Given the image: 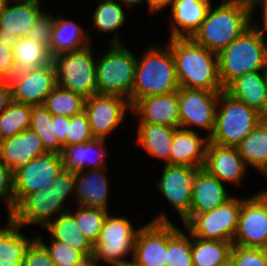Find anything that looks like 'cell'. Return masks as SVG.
I'll return each instance as SVG.
<instances>
[{
	"mask_svg": "<svg viewBox=\"0 0 267 266\" xmlns=\"http://www.w3.org/2000/svg\"><path fill=\"white\" fill-rule=\"evenodd\" d=\"M0 198L5 202L10 218L16 209L12 170L0 160Z\"/></svg>",
	"mask_w": 267,
	"mask_h": 266,
	"instance_id": "ee69618b",
	"label": "cell"
},
{
	"mask_svg": "<svg viewBox=\"0 0 267 266\" xmlns=\"http://www.w3.org/2000/svg\"><path fill=\"white\" fill-rule=\"evenodd\" d=\"M74 185L75 172L62 169L48 188H50V190L56 195H65V197H68L71 192L74 193Z\"/></svg>",
	"mask_w": 267,
	"mask_h": 266,
	"instance_id": "c3c4849f",
	"label": "cell"
},
{
	"mask_svg": "<svg viewBox=\"0 0 267 266\" xmlns=\"http://www.w3.org/2000/svg\"><path fill=\"white\" fill-rule=\"evenodd\" d=\"M210 2V0H174L171 5L170 38H191L204 21L212 5Z\"/></svg>",
	"mask_w": 267,
	"mask_h": 266,
	"instance_id": "d4e9b609",
	"label": "cell"
},
{
	"mask_svg": "<svg viewBox=\"0 0 267 266\" xmlns=\"http://www.w3.org/2000/svg\"><path fill=\"white\" fill-rule=\"evenodd\" d=\"M222 105L220 109L218 107ZM264 119L256 110L240 102L224 90L220 92L215 126L209 142L237 147Z\"/></svg>",
	"mask_w": 267,
	"mask_h": 266,
	"instance_id": "8992f818",
	"label": "cell"
},
{
	"mask_svg": "<svg viewBox=\"0 0 267 266\" xmlns=\"http://www.w3.org/2000/svg\"><path fill=\"white\" fill-rule=\"evenodd\" d=\"M47 152L40 137L31 129L0 141V160L13 173Z\"/></svg>",
	"mask_w": 267,
	"mask_h": 266,
	"instance_id": "ffe728a7",
	"label": "cell"
},
{
	"mask_svg": "<svg viewBox=\"0 0 267 266\" xmlns=\"http://www.w3.org/2000/svg\"><path fill=\"white\" fill-rule=\"evenodd\" d=\"M253 25L247 28L218 56V75L223 88L248 72L267 70V40Z\"/></svg>",
	"mask_w": 267,
	"mask_h": 266,
	"instance_id": "277c9868",
	"label": "cell"
},
{
	"mask_svg": "<svg viewBox=\"0 0 267 266\" xmlns=\"http://www.w3.org/2000/svg\"><path fill=\"white\" fill-rule=\"evenodd\" d=\"M12 53L15 62V71L23 72L35 68L50 65L53 58L49 49L32 39L25 37L18 38L12 42Z\"/></svg>",
	"mask_w": 267,
	"mask_h": 266,
	"instance_id": "d6a6232c",
	"label": "cell"
},
{
	"mask_svg": "<svg viewBox=\"0 0 267 266\" xmlns=\"http://www.w3.org/2000/svg\"><path fill=\"white\" fill-rule=\"evenodd\" d=\"M267 175V173L265 174V176ZM265 195H267V190L262 191Z\"/></svg>",
	"mask_w": 267,
	"mask_h": 266,
	"instance_id": "680465c9",
	"label": "cell"
},
{
	"mask_svg": "<svg viewBox=\"0 0 267 266\" xmlns=\"http://www.w3.org/2000/svg\"><path fill=\"white\" fill-rule=\"evenodd\" d=\"M246 166L251 165L264 175L267 173V119L264 118L237 146Z\"/></svg>",
	"mask_w": 267,
	"mask_h": 266,
	"instance_id": "1f68e13d",
	"label": "cell"
},
{
	"mask_svg": "<svg viewBox=\"0 0 267 266\" xmlns=\"http://www.w3.org/2000/svg\"><path fill=\"white\" fill-rule=\"evenodd\" d=\"M15 5H8L0 11V38L14 42L25 37L30 28L44 13L39 0H11Z\"/></svg>",
	"mask_w": 267,
	"mask_h": 266,
	"instance_id": "ac0fdd59",
	"label": "cell"
},
{
	"mask_svg": "<svg viewBox=\"0 0 267 266\" xmlns=\"http://www.w3.org/2000/svg\"><path fill=\"white\" fill-rule=\"evenodd\" d=\"M209 136L201 137L191 128H177L171 143V165H185L195 168L204 167Z\"/></svg>",
	"mask_w": 267,
	"mask_h": 266,
	"instance_id": "cb8c5ba5",
	"label": "cell"
},
{
	"mask_svg": "<svg viewBox=\"0 0 267 266\" xmlns=\"http://www.w3.org/2000/svg\"><path fill=\"white\" fill-rule=\"evenodd\" d=\"M91 52V45L74 51L58 54L53 57L56 69L57 85L89 98L98 94L96 80V65Z\"/></svg>",
	"mask_w": 267,
	"mask_h": 266,
	"instance_id": "52a82bcc",
	"label": "cell"
},
{
	"mask_svg": "<svg viewBox=\"0 0 267 266\" xmlns=\"http://www.w3.org/2000/svg\"><path fill=\"white\" fill-rule=\"evenodd\" d=\"M12 89L9 81L0 80V114L12 102Z\"/></svg>",
	"mask_w": 267,
	"mask_h": 266,
	"instance_id": "f907efd6",
	"label": "cell"
},
{
	"mask_svg": "<svg viewBox=\"0 0 267 266\" xmlns=\"http://www.w3.org/2000/svg\"><path fill=\"white\" fill-rule=\"evenodd\" d=\"M52 120H55V134L59 143L66 146V134L69 125V117L61 115H52Z\"/></svg>",
	"mask_w": 267,
	"mask_h": 266,
	"instance_id": "681fc988",
	"label": "cell"
},
{
	"mask_svg": "<svg viewBox=\"0 0 267 266\" xmlns=\"http://www.w3.org/2000/svg\"><path fill=\"white\" fill-rule=\"evenodd\" d=\"M31 107L15 101L9 104L0 114V141L30 129Z\"/></svg>",
	"mask_w": 267,
	"mask_h": 266,
	"instance_id": "d590c367",
	"label": "cell"
},
{
	"mask_svg": "<svg viewBox=\"0 0 267 266\" xmlns=\"http://www.w3.org/2000/svg\"><path fill=\"white\" fill-rule=\"evenodd\" d=\"M203 168L221 182L237 185L245 175L246 164L240 157L237 147L209 142Z\"/></svg>",
	"mask_w": 267,
	"mask_h": 266,
	"instance_id": "44dd1931",
	"label": "cell"
},
{
	"mask_svg": "<svg viewBox=\"0 0 267 266\" xmlns=\"http://www.w3.org/2000/svg\"><path fill=\"white\" fill-rule=\"evenodd\" d=\"M11 45L10 40L0 38V80L9 81L16 72Z\"/></svg>",
	"mask_w": 267,
	"mask_h": 266,
	"instance_id": "bcb514c9",
	"label": "cell"
},
{
	"mask_svg": "<svg viewBox=\"0 0 267 266\" xmlns=\"http://www.w3.org/2000/svg\"><path fill=\"white\" fill-rule=\"evenodd\" d=\"M168 221L162 214L139 227L130 266H166Z\"/></svg>",
	"mask_w": 267,
	"mask_h": 266,
	"instance_id": "4fadbf2b",
	"label": "cell"
},
{
	"mask_svg": "<svg viewBox=\"0 0 267 266\" xmlns=\"http://www.w3.org/2000/svg\"><path fill=\"white\" fill-rule=\"evenodd\" d=\"M230 256L236 266H267V249L233 245Z\"/></svg>",
	"mask_w": 267,
	"mask_h": 266,
	"instance_id": "7bdbcfd3",
	"label": "cell"
},
{
	"mask_svg": "<svg viewBox=\"0 0 267 266\" xmlns=\"http://www.w3.org/2000/svg\"><path fill=\"white\" fill-rule=\"evenodd\" d=\"M105 168L75 172L74 196L79 206L107 210L108 181Z\"/></svg>",
	"mask_w": 267,
	"mask_h": 266,
	"instance_id": "484cf974",
	"label": "cell"
},
{
	"mask_svg": "<svg viewBox=\"0 0 267 266\" xmlns=\"http://www.w3.org/2000/svg\"><path fill=\"white\" fill-rule=\"evenodd\" d=\"M138 230L139 228H133L128 219L107 214L98 239L93 244V256L98 261H105L109 266H130L132 261L124 260L123 257L132 251L133 259Z\"/></svg>",
	"mask_w": 267,
	"mask_h": 266,
	"instance_id": "ba28073f",
	"label": "cell"
},
{
	"mask_svg": "<svg viewBox=\"0 0 267 266\" xmlns=\"http://www.w3.org/2000/svg\"><path fill=\"white\" fill-rule=\"evenodd\" d=\"M30 129L40 137L48 152H62L63 146L55 134V120H52V115L43 105L31 107Z\"/></svg>",
	"mask_w": 267,
	"mask_h": 266,
	"instance_id": "8d00e7d4",
	"label": "cell"
},
{
	"mask_svg": "<svg viewBox=\"0 0 267 266\" xmlns=\"http://www.w3.org/2000/svg\"><path fill=\"white\" fill-rule=\"evenodd\" d=\"M94 138L87 114L84 111L78 115L69 117L66 146L89 142Z\"/></svg>",
	"mask_w": 267,
	"mask_h": 266,
	"instance_id": "b9f144b4",
	"label": "cell"
},
{
	"mask_svg": "<svg viewBox=\"0 0 267 266\" xmlns=\"http://www.w3.org/2000/svg\"><path fill=\"white\" fill-rule=\"evenodd\" d=\"M180 87L212 92L224 90L218 75V56L192 38H170Z\"/></svg>",
	"mask_w": 267,
	"mask_h": 266,
	"instance_id": "6da1fadb",
	"label": "cell"
},
{
	"mask_svg": "<svg viewBox=\"0 0 267 266\" xmlns=\"http://www.w3.org/2000/svg\"><path fill=\"white\" fill-rule=\"evenodd\" d=\"M63 169L61 155L47 152L13 173L16 206L29 194L46 189Z\"/></svg>",
	"mask_w": 267,
	"mask_h": 266,
	"instance_id": "8fae6325",
	"label": "cell"
},
{
	"mask_svg": "<svg viewBox=\"0 0 267 266\" xmlns=\"http://www.w3.org/2000/svg\"><path fill=\"white\" fill-rule=\"evenodd\" d=\"M219 266H236V264H235L233 258L230 256L223 263H221Z\"/></svg>",
	"mask_w": 267,
	"mask_h": 266,
	"instance_id": "9f6ffc18",
	"label": "cell"
},
{
	"mask_svg": "<svg viewBox=\"0 0 267 266\" xmlns=\"http://www.w3.org/2000/svg\"><path fill=\"white\" fill-rule=\"evenodd\" d=\"M233 245L267 249V195L242 199Z\"/></svg>",
	"mask_w": 267,
	"mask_h": 266,
	"instance_id": "30bf717a",
	"label": "cell"
},
{
	"mask_svg": "<svg viewBox=\"0 0 267 266\" xmlns=\"http://www.w3.org/2000/svg\"><path fill=\"white\" fill-rule=\"evenodd\" d=\"M54 25V16L50 13H43L35 24L30 28L26 37L32 39L36 43L42 44L49 49L52 28Z\"/></svg>",
	"mask_w": 267,
	"mask_h": 266,
	"instance_id": "f6af8a7d",
	"label": "cell"
},
{
	"mask_svg": "<svg viewBox=\"0 0 267 266\" xmlns=\"http://www.w3.org/2000/svg\"><path fill=\"white\" fill-rule=\"evenodd\" d=\"M233 196L229 195L217 177L206 169L197 168L192 187V201L189 214H200L223 205Z\"/></svg>",
	"mask_w": 267,
	"mask_h": 266,
	"instance_id": "603a6c76",
	"label": "cell"
},
{
	"mask_svg": "<svg viewBox=\"0 0 267 266\" xmlns=\"http://www.w3.org/2000/svg\"><path fill=\"white\" fill-rule=\"evenodd\" d=\"M91 45V37L85 34L82 26L63 17L55 18L52 28L50 54L52 58L58 54L74 52Z\"/></svg>",
	"mask_w": 267,
	"mask_h": 266,
	"instance_id": "83f0119b",
	"label": "cell"
},
{
	"mask_svg": "<svg viewBox=\"0 0 267 266\" xmlns=\"http://www.w3.org/2000/svg\"><path fill=\"white\" fill-rule=\"evenodd\" d=\"M36 238L46 249L55 266H74L86 257L82 252L75 250L71 246L60 241L52 239L48 246L40 236H37Z\"/></svg>",
	"mask_w": 267,
	"mask_h": 266,
	"instance_id": "60d3db41",
	"label": "cell"
},
{
	"mask_svg": "<svg viewBox=\"0 0 267 266\" xmlns=\"http://www.w3.org/2000/svg\"><path fill=\"white\" fill-rule=\"evenodd\" d=\"M224 91L267 119V70L238 76L224 88Z\"/></svg>",
	"mask_w": 267,
	"mask_h": 266,
	"instance_id": "7402d4cb",
	"label": "cell"
},
{
	"mask_svg": "<svg viewBox=\"0 0 267 266\" xmlns=\"http://www.w3.org/2000/svg\"><path fill=\"white\" fill-rule=\"evenodd\" d=\"M197 168L185 165L164 164L158 189L184 222L189 217L192 201L193 178Z\"/></svg>",
	"mask_w": 267,
	"mask_h": 266,
	"instance_id": "e0dca14e",
	"label": "cell"
},
{
	"mask_svg": "<svg viewBox=\"0 0 267 266\" xmlns=\"http://www.w3.org/2000/svg\"><path fill=\"white\" fill-rule=\"evenodd\" d=\"M45 228L52 235L51 239L71 246L86 257L93 255V244L81 233L70 210L52 219Z\"/></svg>",
	"mask_w": 267,
	"mask_h": 266,
	"instance_id": "4dcf8cb0",
	"label": "cell"
},
{
	"mask_svg": "<svg viewBox=\"0 0 267 266\" xmlns=\"http://www.w3.org/2000/svg\"><path fill=\"white\" fill-rule=\"evenodd\" d=\"M65 195H56L50 188L27 195L17 206L10 219L17 225H40L44 228L56 214L68 212L63 206ZM52 215H54L52 217Z\"/></svg>",
	"mask_w": 267,
	"mask_h": 266,
	"instance_id": "2e32d148",
	"label": "cell"
},
{
	"mask_svg": "<svg viewBox=\"0 0 267 266\" xmlns=\"http://www.w3.org/2000/svg\"><path fill=\"white\" fill-rule=\"evenodd\" d=\"M179 87L170 46L167 44V49H162L153 45L137 58L130 105L132 107L141 98L178 91Z\"/></svg>",
	"mask_w": 267,
	"mask_h": 266,
	"instance_id": "3957f363",
	"label": "cell"
},
{
	"mask_svg": "<svg viewBox=\"0 0 267 266\" xmlns=\"http://www.w3.org/2000/svg\"><path fill=\"white\" fill-rule=\"evenodd\" d=\"M242 199L232 197L223 205L212 210L189 214L183 222L190 237L204 240H220L233 242L235 236Z\"/></svg>",
	"mask_w": 267,
	"mask_h": 266,
	"instance_id": "9c48e42d",
	"label": "cell"
},
{
	"mask_svg": "<svg viewBox=\"0 0 267 266\" xmlns=\"http://www.w3.org/2000/svg\"><path fill=\"white\" fill-rule=\"evenodd\" d=\"M168 221V244L166 266H194L191 248L192 239Z\"/></svg>",
	"mask_w": 267,
	"mask_h": 266,
	"instance_id": "74e56055",
	"label": "cell"
},
{
	"mask_svg": "<svg viewBox=\"0 0 267 266\" xmlns=\"http://www.w3.org/2000/svg\"><path fill=\"white\" fill-rule=\"evenodd\" d=\"M119 2H123L124 4H127V6L131 5H139L143 3L144 0H118ZM148 2V0H147Z\"/></svg>",
	"mask_w": 267,
	"mask_h": 266,
	"instance_id": "11a10c76",
	"label": "cell"
},
{
	"mask_svg": "<svg viewBox=\"0 0 267 266\" xmlns=\"http://www.w3.org/2000/svg\"><path fill=\"white\" fill-rule=\"evenodd\" d=\"M9 82L13 101L31 106L43 105L45 98L57 86L56 69L52 62L44 67L15 72Z\"/></svg>",
	"mask_w": 267,
	"mask_h": 266,
	"instance_id": "9a60e30c",
	"label": "cell"
},
{
	"mask_svg": "<svg viewBox=\"0 0 267 266\" xmlns=\"http://www.w3.org/2000/svg\"><path fill=\"white\" fill-rule=\"evenodd\" d=\"M93 26L102 32H114L125 23V12L116 0H103L98 4L92 16Z\"/></svg>",
	"mask_w": 267,
	"mask_h": 266,
	"instance_id": "f35d334b",
	"label": "cell"
},
{
	"mask_svg": "<svg viewBox=\"0 0 267 266\" xmlns=\"http://www.w3.org/2000/svg\"><path fill=\"white\" fill-rule=\"evenodd\" d=\"M174 0H148L149 10L151 12H160L165 7L172 5Z\"/></svg>",
	"mask_w": 267,
	"mask_h": 266,
	"instance_id": "f5cc1de1",
	"label": "cell"
},
{
	"mask_svg": "<svg viewBox=\"0 0 267 266\" xmlns=\"http://www.w3.org/2000/svg\"><path fill=\"white\" fill-rule=\"evenodd\" d=\"M257 4L259 5V6H261L262 7V11H263V15H262V19H263V27L262 28H260V27H257V26H255V21H253L252 20V25L256 28V29H258L262 34H264V32L267 30V0H253L252 2H251V7H252V16H253V11H255L254 10V6L256 5L257 6ZM254 23V24H253Z\"/></svg>",
	"mask_w": 267,
	"mask_h": 266,
	"instance_id": "816d5d0a",
	"label": "cell"
},
{
	"mask_svg": "<svg viewBox=\"0 0 267 266\" xmlns=\"http://www.w3.org/2000/svg\"><path fill=\"white\" fill-rule=\"evenodd\" d=\"M10 0H0V11L5 8Z\"/></svg>",
	"mask_w": 267,
	"mask_h": 266,
	"instance_id": "6f0895ef",
	"label": "cell"
},
{
	"mask_svg": "<svg viewBox=\"0 0 267 266\" xmlns=\"http://www.w3.org/2000/svg\"><path fill=\"white\" fill-rule=\"evenodd\" d=\"M85 99L82 95L57 85L45 98L43 106L51 115L71 117L84 111Z\"/></svg>",
	"mask_w": 267,
	"mask_h": 266,
	"instance_id": "e575fe53",
	"label": "cell"
},
{
	"mask_svg": "<svg viewBox=\"0 0 267 266\" xmlns=\"http://www.w3.org/2000/svg\"><path fill=\"white\" fill-rule=\"evenodd\" d=\"M131 110L139 123H151L180 128L178 91L139 99Z\"/></svg>",
	"mask_w": 267,
	"mask_h": 266,
	"instance_id": "d6986e66",
	"label": "cell"
},
{
	"mask_svg": "<svg viewBox=\"0 0 267 266\" xmlns=\"http://www.w3.org/2000/svg\"><path fill=\"white\" fill-rule=\"evenodd\" d=\"M21 266H55L46 249L36 240L21 260Z\"/></svg>",
	"mask_w": 267,
	"mask_h": 266,
	"instance_id": "7dc6e473",
	"label": "cell"
},
{
	"mask_svg": "<svg viewBox=\"0 0 267 266\" xmlns=\"http://www.w3.org/2000/svg\"><path fill=\"white\" fill-rule=\"evenodd\" d=\"M128 110H131L129 101L118 95L94 94L84 104L92 133L101 139H106L124 121Z\"/></svg>",
	"mask_w": 267,
	"mask_h": 266,
	"instance_id": "5bb4252c",
	"label": "cell"
},
{
	"mask_svg": "<svg viewBox=\"0 0 267 266\" xmlns=\"http://www.w3.org/2000/svg\"><path fill=\"white\" fill-rule=\"evenodd\" d=\"M252 18L250 2L223 0L214 10L210 5L200 28L191 38L218 54L252 25Z\"/></svg>",
	"mask_w": 267,
	"mask_h": 266,
	"instance_id": "7a4b0ae2",
	"label": "cell"
},
{
	"mask_svg": "<svg viewBox=\"0 0 267 266\" xmlns=\"http://www.w3.org/2000/svg\"><path fill=\"white\" fill-rule=\"evenodd\" d=\"M109 212L99 208L79 206L72 215L81 233L87 237L92 244L98 239L105 217Z\"/></svg>",
	"mask_w": 267,
	"mask_h": 266,
	"instance_id": "ab89813d",
	"label": "cell"
},
{
	"mask_svg": "<svg viewBox=\"0 0 267 266\" xmlns=\"http://www.w3.org/2000/svg\"><path fill=\"white\" fill-rule=\"evenodd\" d=\"M97 262L99 261L92 255L85 257L81 262L77 263L74 266H98Z\"/></svg>",
	"mask_w": 267,
	"mask_h": 266,
	"instance_id": "db71d44e",
	"label": "cell"
},
{
	"mask_svg": "<svg viewBox=\"0 0 267 266\" xmlns=\"http://www.w3.org/2000/svg\"><path fill=\"white\" fill-rule=\"evenodd\" d=\"M138 126L137 143L149 155L161 158L165 160V164H170L171 143L177 128L151 123H139Z\"/></svg>",
	"mask_w": 267,
	"mask_h": 266,
	"instance_id": "f546056e",
	"label": "cell"
},
{
	"mask_svg": "<svg viewBox=\"0 0 267 266\" xmlns=\"http://www.w3.org/2000/svg\"><path fill=\"white\" fill-rule=\"evenodd\" d=\"M192 238L191 256L194 266H219L230 257L233 242Z\"/></svg>",
	"mask_w": 267,
	"mask_h": 266,
	"instance_id": "836d02e7",
	"label": "cell"
},
{
	"mask_svg": "<svg viewBox=\"0 0 267 266\" xmlns=\"http://www.w3.org/2000/svg\"><path fill=\"white\" fill-rule=\"evenodd\" d=\"M111 48L97 59L96 80L98 94L118 95L130 103L137 57L120 43L115 32Z\"/></svg>",
	"mask_w": 267,
	"mask_h": 266,
	"instance_id": "5b68a950",
	"label": "cell"
},
{
	"mask_svg": "<svg viewBox=\"0 0 267 266\" xmlns=\"http://www.w3.org/2000/svg\"><path fill=\"white\" fill-rule=\"evenodd\" d=\"M219 94L220 92L179 87L180 128L188 130L187 127L192 125L200 127L208 130L210 137L215 126Z\"/></svg>",
	"mask_w": 267,
	"mask_h": 266,
	"instance_id": "7c38bea8",
	"label": "cell"
},
{
	"mask_svg": "<svg viewBox=\"0 0 267 266\" xmlns=\"http://www.w3.org/2000/svg\"><path fill=\"white\" fill-rule=\"evenodd\" d=\"M105 140L94 138L89 142L64 146L60 153L63 169L77 172L84 171L87 166L89 170L90 168L91 170L105 168L104 161L107 157L106 150L103 147ZM93 152H95V156H91Z\"/></svg>",
	"mask_w": 267,
	"mask_h": 266,
	"instance_id": "4316f807",
	"label": "cell"
},
{
	"mask_svg": "<svg viewBox=\"0 0 267 266\" xmlns=\"http://www.w3.org/2000/svg\"><path fill=\"white\" fill-rule=\"evenodd\" d=\"M21 228L10 218L7 227L0 226V266H21L22 258L37 240L22 235Z\"/></svg>",
	"mask_w": 267,
	"mask_h": 266,
	"instance_id": "f1b7e54d",
	"label": "cell"
}]
</instances>
